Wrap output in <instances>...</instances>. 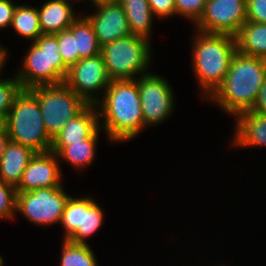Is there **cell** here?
Segmentation results:
<instances>
[{
  "label": "cell",
  "mask_w": 266,
  "mask_h": 266,
  "mask_svg": "<svg viewBox=\"0 0 266 266\" xmlns=\"http://www.w3.org/2000/svg\"><path fill=\"white\" fill-rule=\"evenodd\" d=\"M242 54L266 59V24L246 21L235 35Z\"/></svg>",
  "instance_id": "d6986e66"
},
{
  "label": "cell",
  "mask_w": 266,
  "mask_h": 266,
  "mask_svg": "<svg viewBox=\"0 0 266 266\" xmlns=\"http://www.w3.org/2000/svg\"><path fill=\"white\" fill-rule=\"evenodd\" d=\"M55 35L58 40L59 50L64 64L70 68L78 62V51H76L75 37L68 29L55 33Z\"/></svg>",
  "instance_id": "484cf974"
},
{
  "label": "cell",
  "mask_w": 266,
  "mask_h": 266,
  "mask_svg": "<svg viewBox=\"0 0 266 266\" xmlns=\"http://www.w3.org/2000/svg\"><path fill=\"white\" fill-rule=\"evenodd\" d=\"M94 5L98 8L96 14L85 17L92 24L101 47L131 35L126 13L117 0H99Z\"/></svg>",
  "instance_id": "4fadbf2b"
},
{
  "label": "cell",
  "mask_w": 266,
  "mask_h": 266,
  "mask_svg": "<svg viewBox=\"0 0 266 266\" xmlns=\"http://www.w3.org/2000/svg\"><path fill=\"white\" fill-rule=\"evenodd\" d=\"M126 13V18L132 35L149 40L153 12L148 0H117Z\"/></svg>",
  "instance_id": "ffe728a7"
},
{
  "label": "cell",
  "mask_w": 266,
  "mask_h": 266,
  "mask_svg": "<svg viewBox=\"0 0 266 266\" xmlns=\"http://www.w3.org/2000/svg\"><path fill=\"white\" fill-rule=\"evenodd\" d=\"M16 188L0 181V218H12L16 210Z\"/></svg>",
  "instance_id": "4316f807"
},
{
  "label": "cell",
  "mask_w": 266,
  "mask_h": 266,
  "mask_svg": "<svg viewBox=\"0 0 266 266\" xmlns=\"http://www.w3.org/2000/svg\"><path fill=\"white\" fill-rule=\"evenodd\" d=\"M5 57H6V51H5V49L1 48L0 49V72H1V69L4 65V62L6 61Z\"/></svg>",
  "instance_id": "836d02e7"
},
{
  "label": "cell",
  "mask_w": 266,
  "mask_h": 266,
  "mask_svg": "<svg viewBox=\"0 0 266 266\" xmlns=\"http://www.w3.org/2000/svg\"><path fill=\"white\" fill-rule=\"evenodd\" d=\"M246 21V0H206L196 26L200 32L235 36Z\"/></svg>",
  "instance_id": "30bf717a"
},
{
  "label": "cell",
  "mask_w": 266,
  "mask_h": 266,
  "mask_svg": "<svg viewBox=\"0 0 266 266\" xmlns=\"http://www.w3.org/2000/svg\"><path fill=\"white\" fill-rule=\"evenodd\" d=\"M22 87L18 79H0V115L7 116Z\"/></svg>",
  "instance_id": "d4e9b609"
},
{
  "label": "cell",
  "mask_w": 266,
  "mask_h": 266,
  "mask_svg": "<svg viewBox=\"0 0 266 266\" xmlns=\"http://www.w3.org/2000/svg\"><path fill=\"white\" fill-rule=\"evenodd\" d=\"M11 26L21 36L34 41L43 34L39 25L38 9L28 5L16 6Z\"/></svg>",
  "instance_id": "603a6c76"
},
{
  "label": "cell",
  "mask_w": 266,
  "mask_h": 266,
  "mask_svg": "<svg viewBox=\"0 0 266 266\" xmlns=\"http://www.w3.org/2000/svg\"><path fill=\"white\" fill-rule=\"evenodd\" d=\"M16 6L11 0H0V28L11 25Z\"/></svg>",
  "instance_id": "4dcf8cb0"
},
{
  "label": "cell",
  "mask_w": 266,
  "mask_h": 266,
  "mask_svg": "<svg viewBox=\"0 0 266 266\" xmlns=\"http://www.w3.org/2000/svg\"><path fill=\"white\" fill-rule=\"evenodd\" d=\"M68 198L62 186L17 192L16 210L38 225L60 223Z\"/></svg>",
  "instance_id": "ba28073f"
},
{
  "label": "cell",
  "mask_w": 266,
  "mask_h": 266,
  "mask_svg": "<svg viewBox=\"0 0 266 266\" xmlns=\"http://www.w3.org/2000/svg\"><path fill=\"white\" fill-rule=\"evenodd\" d=\"M100 127L88 138L68 146H51L50 151L70 162L75 168H82L92 163L95 156V145Z\"/></svg>",
  "instance_id": "44dd1931"
},
{
  "label": "cell",
  "mask_w": 266,
  "mask_h": 266,
  "mask_svg": "<svg viewBox=\"0 0 266 266\" xmlns=\"http://www.w3.org/2000/svg\"><path fill=\"white\" fill-rule=\"evenodd\" d=\"M98 105L110 140H131L145 127L137 79L112 80Z\"/></svg>",
  "instance_id": "7a4b0ae2"
},
{
  "label": "cell",
  "mask_w": 266,
  "mask_h": 266,
  "mask_svg": "<svg viewBox=\"0 0 266 266\" xmlns=\"http://www.w3.org/2000/svg\"><path fill=\"white\" fill-rule=\"evenodd\" d=\"M67 0H50L38 9L39 25L43 34L67 30L77 19Z\"/></svg>",
  "instance_id": "ac0fdd59"
},
{
  "label": "cell",
  "mask_w": 266,
  "mask_h": 266,
  "mask_svg": "<svg viewBox=\"0 0 266 266\" xmlns=\"http://www.w3.org/2000/svg\"><path fill=\"white\" fill-rule=\"evenodd\" d=\"M247 21L266 24V0H246Z\"/></svg>",
  "instance_id": "f1b7e54d"
},
{
  "label": "cell",
  "mask_w": 266,
  "mask_h": 266,
  "mask_svg": "<svg viewBox=\"0 0 266 266\" xmlns=\"http://www.w3.org/2000/svg\"><path fill=\"white\" fill-rule=\"evenodd\" d=\"M206 0H175L176 14L191 18L196 24L205 10Z\"/></svg>",
  "instance_id": "83f0119b"
},
{
  "label": "cell",
  "mask_w": 266,
  "mask_h": 266,
  "mask_svg": "<svg viewBox=\"0 0 266 266\" xmlns=\"http://www.w3.org/2000/svg\"><path fill=\"white\" fill-rule=\"evenodd\" d=\"M235 116L237 124L233 144L240 147L266 146V114L246 110Z\"/></svg>",
  "instance_id": "e0dca14e"
},
{
  "label": "cell",
  "mask_w": 266,
  "mask_h": 266,
  "mask_svg": "<svg viewBox=\"0 0 266 266\" xmlns=\"http://www.w3.org/2000/svg\"><path fill=\"white\" fill-rule=\"evenodd\" d=\"M236 51L235 36L197 33L193 43V67L203 92L209 97L226 78Z\"/></svg>",
  "instance_id": "3957f363"
},
{
  "label": "cell",
  "mask_w": 266,
  "mask_h": 266,
  "mask_svg": "<svg viewBox=\"0 0 266 266\" xmlns=\"http://www.w3.org/2000/svg\"><path fill=\"white\" fill-rule=\"evenodd\" d=\"M60 266H98L88 244L63 240Z\"/></svg>",
  "instance_id": "cb8c5ba5"
},
{
  "label": "cell",
  "mask_w": 266,
  "mask_h": 266,
  "mask_svg": "<svg viewBox=\"0 0 266 266\" xmlns=\"http://www.w3.org/2000/svg\"><path fill=\"white\" fill-rule=\"evenodd\" d=\"M149 46L147 39L132 34L102 46L100 54L111 80L137 79L133 76L146 75L142 72L150 64Z\"/></svg>",
  "instance_id": "8992f818"
},
{
  "label": "cell",
  "mask_w": 266,
  "mask_h": 266,
  "mask_svg": "<svg viewBox=\"0 0 266 266\" xmlns=\"http://www.w3.org/2000/svg\"><path fill=\"white\" fill-rule=\"evenodd\" d=\"M68 30L75 37L76 51H78V61L100 54L101 45L95 34L92 24L86 17L77 18Z\"/></svg>",
  "instance_id": "7402d4cb"
},
{
  "label": "cell",
  "mask_w": 266,
  "mask_h": 266,
  "mask_svg": "<svg viewBox=\"0 0 266 266\" xmlns=\"http://www.w3.org/2000/svg\"><path fill=\"white\" fill-rule=\"evenodd\" d=\"M144 126L165 120L174 106L173 92L168 82L159 75H143L137 79Z\"/></svg>",
  "instance_id": "7c38bea8"
},
{
  "label": "cell",
  "mask_w": 266,
  "mask_h": 266,
  "mask_svg": "<svg viewBox=\"0 0 266 266\" xmlns=\"http://www.w3.org/2000/svg\"><path fill=\"white\" fill-rule=\"evenodd\" d=\"M5 129V116L0 115V132Z\"/></svg>",
  "instance_id": "e575fe53"
},
{
  "label": "cell",
  "mask_w": 266,
  "mask_h": 266,
  "mask_svg": "<svg viewBox=\"0 0 266 266\" xmlns=\"http://www.w3.org/2000/svg\"><path fill=\"white\" fill-rule=\"evenodd\" d=\"M265 77L266 59L236 51L223 83L206 98L235 116L254 106Z\"/></svg>",
  "instance_id": "6da1fadb"
},
{
  "label": "cell",
  "mask_w": 266,
  "mask_h": 266,
  "mask_svg": "<svg viewBox=\"0 0 266 266\" xmlns=\"http://www.w3.org/2000/svg\"><path fill=\"white\" fill-rule=\"evenodd\" d=\"M54 152H36L22 174L16 192H30L40 188L61 187V172Z\"/></svg>",
  "instance_id": "5bb4252c"
},
{
  "label": "cell",
  "mask_w": 266,
  "mask_h": 266,
  "mask_svg": "<svg viewBox=\"0 0 266 266\" xmlns=\"http://www.w3.org/2000/svg\"><path fill=\"white\" fill-rule=\"evenodd\" d=\"M250 110L255 113L266 114V77L260 87L254 106Z\"/></svg>",
  "instance_id": "1f68e13d"
},
{
  "label": "cell",
  "mask_w": 266,
  "mask_h": 266,
  "mask_svg": "<svg viewBox=\"0 0 266 266\" xmlns=\"http://www.w3.org/2000/svg\"><path fill=\"white\" fill-rule=\"evenodd\" d=\"M111 81L103 57L99 54L80 59L72 65L64 83L87 104H96L99 100L92 93L101 89L106 91Z\"/></svg>",
  "instance_id": "8fae6325"
},
{
  "label": "cell",
  "mask_w": 266,
  "mask_h": 266,
  "mask_svg": "<svg viewBox=\"0 0 266 266\" xmlns=\"http://www.w3.org/2000/svg\"><path fill=\"white\" fill-rule=\"evenodd\" d=\"M9 140L32 148L35 152H48L52 138L48 135L36 96L29 89H21L5 117Z\"/></svg>",
  "instance_id": "277c9868"
},
{
  "label": "cell",
  "mask_w": 266,
  "mask_h": 266,
  "mask_svg": "<svg viewBox=\"0 0 266 266\" xmlns=\"http://www.w3.org/2000/svg\"><path fill=\"white\" fill-rule=\"evenodd\" d=\"M37 98L48 135L53 138L88 104L65 83L29 89Z\"/></svg>",
  "instance_id": "52a82bcc"
},
{
  "label": "cell",
  "mask_w": 266,
  "mask_h": 266,
  "mask_svg": "<svg viewBox=\"0 0 266 266\" xmlns=\"http://www.w3.org/2000/svg\"><path fill=\"white\" fill-rule=\"evenodd\" d=\"M103 211L89 197L67 199L60 223L65 228V240L86 244V238L94 234L103 222Z\"/></svg>",
  "instance_id": "9c48e42d"
},
{
  "label": "cell",
  "mask_w": 266,
  "mask_h": 266,
  "mask_svg": "<svg viewBox=\"0 0 266 266\" xmlns=\"http://www.w3.org/2000/svg\"><path fill=\"white\" fill-rule=\"evenodd\" d=\"M23 63V69L16 75L22 89L62 84L69 70L55 34H42L33 41Z\"/></svg>",
  "instance_id": "5b68a950"
},
{
  "label": "cell",
  "mask_w": 266,
  "mask_h": 266,
  "mask_svg": "<svg viewBox=\"0 0 266 266\" xmlns=\"http://www.w3.org/2000/svg\"><path fill=\"white\" fill-rule=\"evenodd\" d=\"M3 259L1 258V256H0V266H3Z\"/></svg>",
  "instance_id": "d590c367"
},
{
  "label": "cell",
  "mask_w": 266,
  "mask_h": 266,
  "mask_svg": "<svg viewBox=\"0 0 266 266\" xmlns=\"http://www.w3.org/2000/svg\"><path fill=\"white\" fill-rule=\"evenodd\" d=\"M9 141H10L9 136L5 128L2 132H0V161H1L2 154L5 151V147Z\"/></svg>",
  "instance_id": "d6a6232c"
},
{
  "label": "cell",
  "mask_w": 266,
  "mask_h": 266,
  "mask_svg": "<svg viewBox=\"0 0 266 266\" xmlns=\"http://www.w3.org/2000/svg\"><path fill=\"white\" fill-rule=\"evenodd\" d=\"M96 107V104H88L68 121L65 127L52 138L51 146H68L90 137L100 127L99 112L94 110Z\"/></svg>",
  "instance_id": "9a60e30c"
},
{
  "label": "cell",
  "mask_w": 266,
  "mask_h": 266,
  "mask_svg": "<svg viewBox=\"0 0 266 266\" xmlns=\"http://www.w3.org/2000/svg\"><path fill=\"white\" fill-rule=\"evenodd\" d=\"M79 1V0H76ZM91 2H93V4L97 3L99 0H90Z\"/></svg>",
  "instance_id": "8d00e7d4"
},
{
  "label": "cell",
  "mask_w": 266,
  "mask_h": 266,
  "mask_svg": "<svg viewBox=\"0 0 266 266\" xmlns=\"http://www.w3.org/2000/svg\"><path fill=\"white\" fill-rule=\"evenodd\" d=\"M151 11L155 16L167 17L176 15L175 0H148Z\"/></svg>",
  "instance_id": "f546056e"
},
{
  "label": "cell",
  "mask_w": 266,
  "mask_h": 266,
  "mask_svg": "<svg viewBox=\"0 0 266 266\" xmlns=\"http://www.w3.org/2000/svg\"><path fill=\"white\" fill-rule=\"evenodd\" d=\"M35 154L32 148L9 141L0 161V181L16 188Z\"/></svg>",
  "instance_id": "2e32d148"
}]
</instances>
